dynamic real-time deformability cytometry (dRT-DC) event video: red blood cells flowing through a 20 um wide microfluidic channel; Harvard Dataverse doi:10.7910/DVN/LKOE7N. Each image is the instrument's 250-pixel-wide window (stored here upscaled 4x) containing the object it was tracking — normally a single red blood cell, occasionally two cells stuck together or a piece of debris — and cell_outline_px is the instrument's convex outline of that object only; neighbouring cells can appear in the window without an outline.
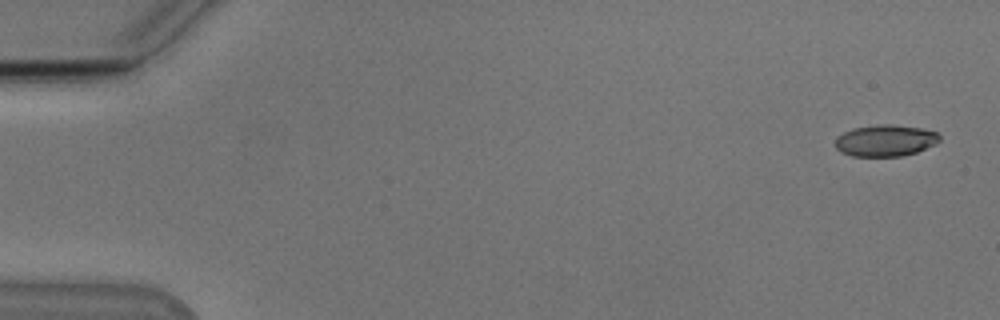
{"species": "Egyptian fruit bat (a non-hibernating species)", "species_latin": "Rousettus aegyptiacus", "temperature_condition": "cold", "stored_images_in_passage": 6, "camera_frame_rate_fps": 3000, "um_per_image_px": 0.085, "animal": {"sex": "male"}, "frame": {"image": 1, "passage_image": 1, "time_ms": 0.0, "image_size_px": [1000, 320], "cell_outline_px": [[940, 140], [936, 144], [916, 152], [900, 156], [852, 156], [840, 152], [836, 148], [836, 136], [852, 128], [876, 124], [892, 124], [920, 128], [936, 132], [940, 136]], "centroid_in_image_um": [75.24, 11.94], "position_along_channel_um": 9.8, "area_um2": 19.25}}